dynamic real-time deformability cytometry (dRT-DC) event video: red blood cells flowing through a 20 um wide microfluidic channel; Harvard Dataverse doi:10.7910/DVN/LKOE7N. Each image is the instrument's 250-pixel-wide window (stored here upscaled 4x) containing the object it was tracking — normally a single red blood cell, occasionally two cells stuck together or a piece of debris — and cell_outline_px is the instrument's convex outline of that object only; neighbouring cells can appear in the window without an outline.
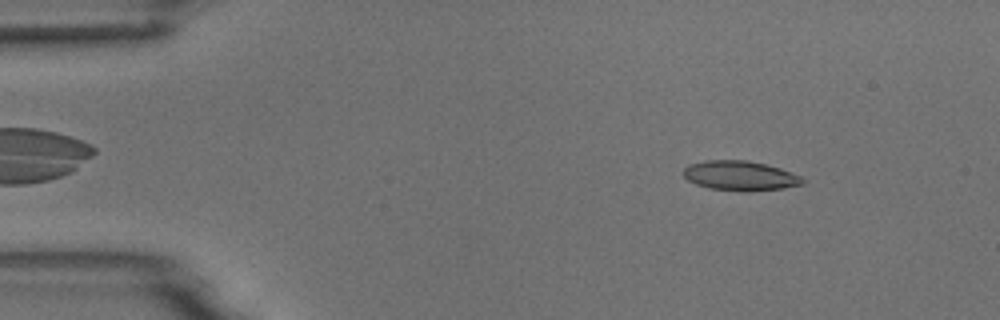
{"species": "common noctule bat (a hibernating species)", "species_latin": "Nyctalus noctula", "temperature_condition": "room temperature", "stored_images_in_passage": 53, "camera_frame_rate_fps": 3000, "um_per_image_px": 0.085, "animal": {"sex": "male", "body_mass_g": 18.8}, "frame": {"image": 1, "passage_image": 6, "time_ms": 1.667, "image_size_px": [1000, 320], "cell_outline_px": [[804, 184], [784, 188], [708, 188], [696, 184], [688, 180], [684, 176], [684, 168], [688, 164], [704, 160], [748, 160], [780, 168], [800, 176], [804, 180]], "centroid_in_image_um": [62.87, 14.87], "position_along_channel_um": 22.1, "area_um2": 19.59}}
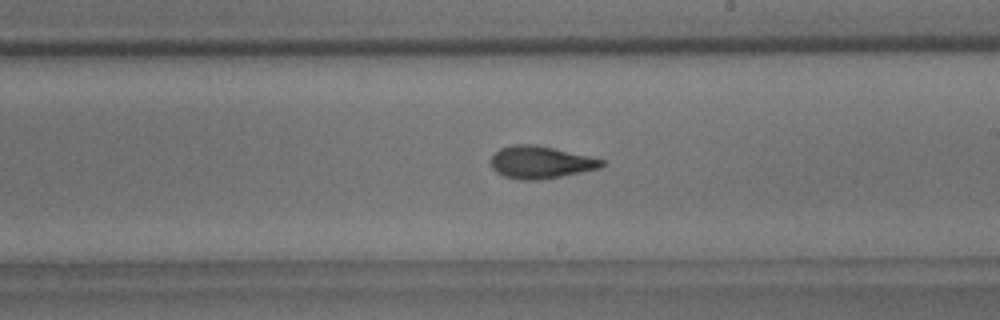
{"frame": {"image": 2, "passage_image": 30, "time_ms": 9.667, "image_size_px": [1000, 320], "cell_outline_px": [[604, 164], [600, 168], [540, 180], [520, 180], [504, 176], [496, 172], [492, 168], [492, 156], [500, 148], [512, 144], [532, 144], [552, 148], [588, 156], [604, 160]], "centroid_in_image_um": [45.92, 13.8], "position_along_channel_um": 243.1, "area_um2": 20.63}}
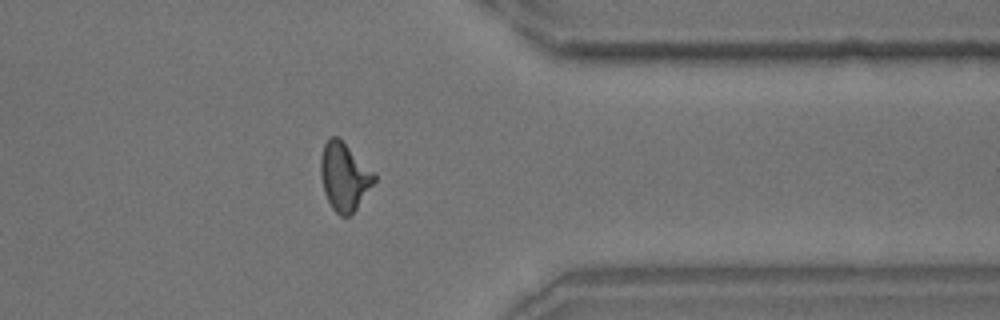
{"frame": {"image": 3, "passage_image": 42, "time_ms": 13.667, "image_size_px": [1000, 320], "cell_outline_px": [[376, 180], [356, 208], [348, 216], [340, 216], [332, 208], [324, 192], [320, 172], [320, 160], [324, 144], [332, 136], [336, 136], [376, 172]], "centroid_in_image_um": [29.27, 15.01], "position_along_channel_um": 382.1, "area_um2": 20.92}, "authors_computed_cell_mechanics": {"area_um2": 20.4034, "velocity_mm_per_s": 3.7316, "shape_relaxation_time_tau1_ms": 7.0592, "shape_relaxation_time_tau2_ms": 1.9035, "deformation_change_tau1": 0.1857, "deformation_change_tau2": 0.1011}}